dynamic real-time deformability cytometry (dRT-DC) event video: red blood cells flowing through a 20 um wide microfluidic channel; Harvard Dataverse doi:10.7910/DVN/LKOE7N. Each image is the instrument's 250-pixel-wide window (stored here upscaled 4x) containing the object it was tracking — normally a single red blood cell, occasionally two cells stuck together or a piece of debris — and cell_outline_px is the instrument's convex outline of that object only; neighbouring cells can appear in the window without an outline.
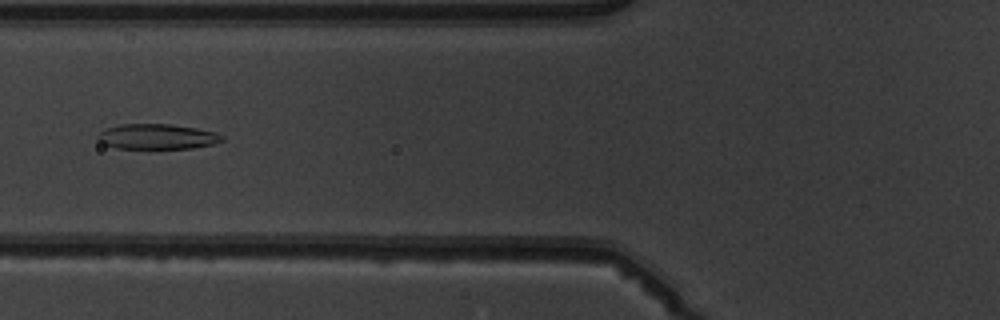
{"species": "common noctule bat (a hibernating species)", "species_latin": "Nyctalus noctula", "temperature_condition": "warm", "stored_images_in_passage": 6, "camera_frame_rate_fps": 3000, "um_per_image_px": 0.085, "animal": {"sex": "male", "body_mass_g": 19.5, "forearm_length_mm": 54.6}, "frame": {"image": 1, "passage_image": 6, "time_ms": 6.667, "image_size_px": [1000, 320], "cell_outline_px": [[224, 140], [212, 144], [192, 148], [116, 148], [104, 144], [96, 136], [100, 132], [108, 128], [120, 124], [172, 124], [196, 128], [216, 132], [224, 136]], "centroid_in_image_um": [13.38, 11.6], "position_along_channel_um": 112.4, "area_um2": 18.15}}